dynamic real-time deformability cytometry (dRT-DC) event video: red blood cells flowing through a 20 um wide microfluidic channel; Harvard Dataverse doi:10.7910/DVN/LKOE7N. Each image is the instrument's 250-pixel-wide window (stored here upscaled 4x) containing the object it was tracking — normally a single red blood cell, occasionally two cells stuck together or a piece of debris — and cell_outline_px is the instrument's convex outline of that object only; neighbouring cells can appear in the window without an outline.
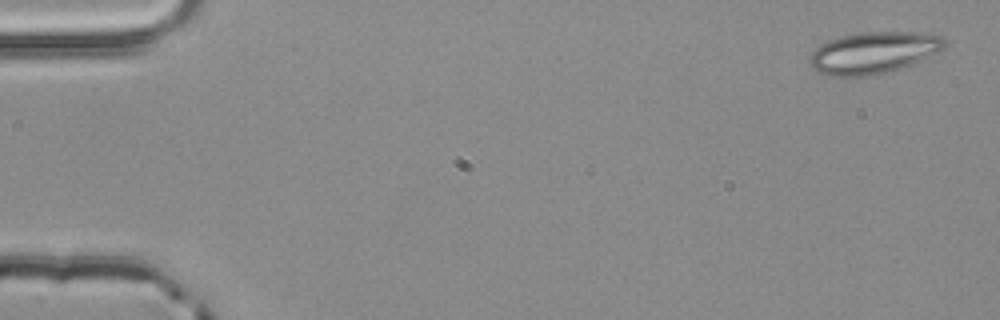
{"species": "common noctule bat (a hibernating species)", "species_latin": "Nyctalus noctula", "temperature_condition": "room temperature", "stored_images_in_passage": 3, "camera_frame_rate_fps": 3000, "um_per_image_px": 0.085, "animal": {"sex": "male", "body_mass_g": 20.4}, "frame": {"image": 1, "passage_image": 1, "time_ms": 0.0, "image_size_px": [1000, 320], "cell_outline_px": [[944, 48], [940, 52], [912, 64], [900, 68], [868, 76], [828, 76], [816, 72], [812, 68], [808, 60], [808, 56], [820, 44], [828, 40], [840, 36], [860, 32], [920, 32], [940, 36], [944, 40]], "centroid_in_image_um": [74.2, 4.48], "position_along_channel_um": 10.8, "area_um2": 32.95}}